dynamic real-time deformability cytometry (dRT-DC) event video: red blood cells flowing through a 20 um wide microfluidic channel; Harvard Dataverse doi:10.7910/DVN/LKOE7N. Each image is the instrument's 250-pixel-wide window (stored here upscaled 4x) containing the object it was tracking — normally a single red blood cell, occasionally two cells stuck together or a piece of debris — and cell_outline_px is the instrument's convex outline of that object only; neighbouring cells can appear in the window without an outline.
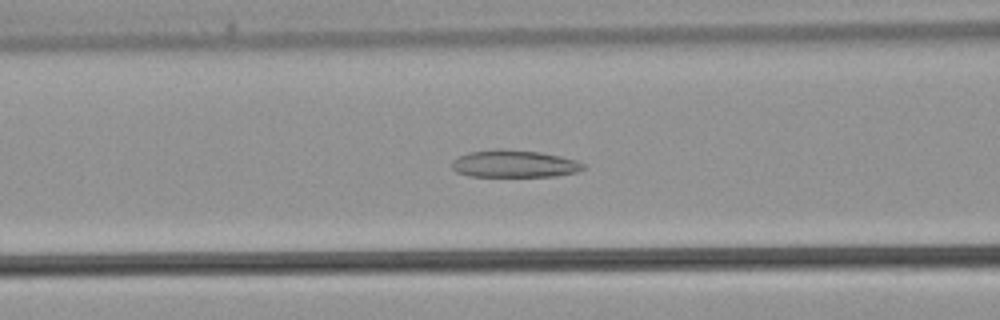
{"species": "common noctule bat (a hibernating species)", "species_latin": "Nyctalus noctula", "temperature_condition": "warm", "stored_images_in_passage": 35, "camera_frame_rate_fps": 3000, "um_per_image_px": 0.085, "animal": {"sex": "male", "body_mass_g": 21.5, "forearm_length_mm": 52.0}, "frame": {"image": 1, "passage_image": 15, "time_ms": 4.667, "image_size_px": [1000, 320], "cell_outline_px": [[584, 168], [576, 172], [556, 176], [468, 176], [456, 172], [452, 168], [452, 160], [468, 152], [496, 148], [500, 148], [540, 152], [560, 156], [576, 160], [584, 164]], "centroid_in_image_um": [43.68, 13.91], "position_along_channel_um": 122.9, "area_um2": 20.98}}
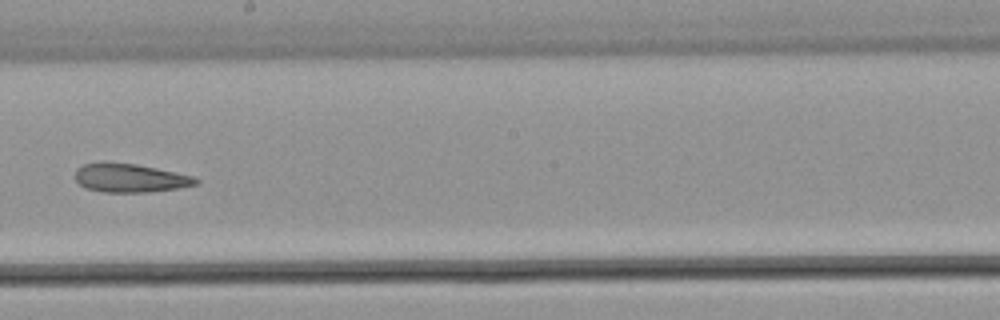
{"frame": {"image": 2, "passage_image": 22, "time_ms": 7.0, "image_size_px": [1000, 320], "cell_outline_px": [[200, 184], [180, 188], [144, 192], [104, 192], [84, 188], [76, 180], [76, 168], [84, 164], [136, 164], [156, 168], [192, 176], [200, 180]], "centroid_in_image_um": [11.1, 15.16], "position_along_channel_um": 237.1, "area_um2": 19.65}}
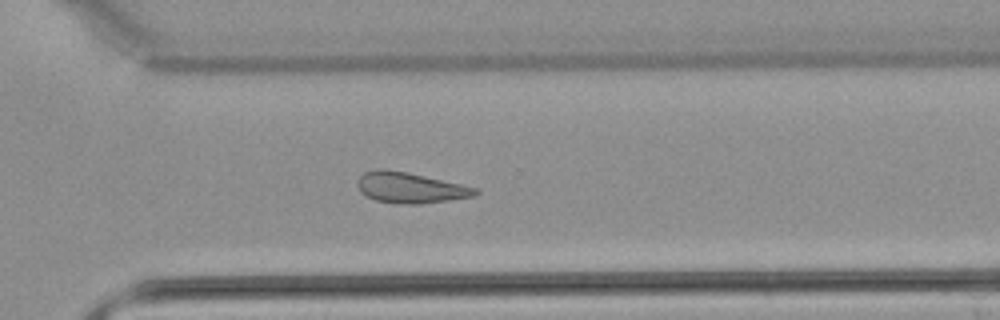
{"frame": {"image": 3, "passage_image": 28, "time_ms": 9.0, "image_size_px": [1000, 320], "cell_outline_px": [[480, 192], [472, 196], [448, 200], [416, 204], [400, 204], [376, 200], [364, 196], [360, 192], [356, 184], [360, 176], [364, 172], [376, 168], [384, 168], [408, 172], [460, 184], [476, 188]], "centroid_in_image_um": [34.79, 15.94], "position_along_channel_um": 335.8, "area_um2": 21.04}}